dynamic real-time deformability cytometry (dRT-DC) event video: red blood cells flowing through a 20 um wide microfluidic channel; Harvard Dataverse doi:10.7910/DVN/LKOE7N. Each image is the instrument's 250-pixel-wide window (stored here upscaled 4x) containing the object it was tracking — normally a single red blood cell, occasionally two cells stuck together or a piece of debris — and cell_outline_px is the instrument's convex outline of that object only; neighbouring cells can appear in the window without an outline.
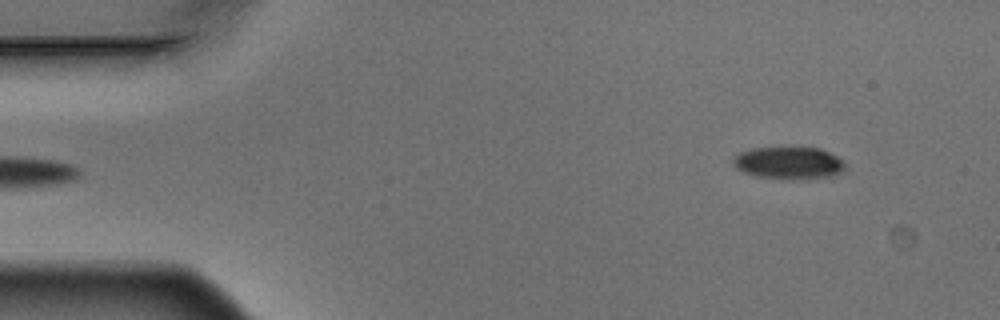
{"species": "Egyptian fruit bat (a non-hibernating species)", "species_latin": "Rousettus aegyptiacus", "temperature_condition": "warm", "stored_images_in_passage": 5, "segment_of_instrument_passage": [2, 2], "camera_frame_rate_fps": 3000, "um_per_image_px": 0.085, "animal": {"sex": "male"}, "frame": {"image": 1, "passage_image": 5, "time_ms": 1.333, "image_size_px": [1000, 320], "cell_outline_px": [[844, 172], [836, 176], [796, 180], [784, 180], [756, 176], [744, 172], [736, 168], [732, 164], [732, 156], [740, 152], [752, 148], [820, 148], [844, 160]], "centroid_in_image_um": [67.05, 13.88], "position_along_channel_um": 18.0, "area_um2": 21.5}}